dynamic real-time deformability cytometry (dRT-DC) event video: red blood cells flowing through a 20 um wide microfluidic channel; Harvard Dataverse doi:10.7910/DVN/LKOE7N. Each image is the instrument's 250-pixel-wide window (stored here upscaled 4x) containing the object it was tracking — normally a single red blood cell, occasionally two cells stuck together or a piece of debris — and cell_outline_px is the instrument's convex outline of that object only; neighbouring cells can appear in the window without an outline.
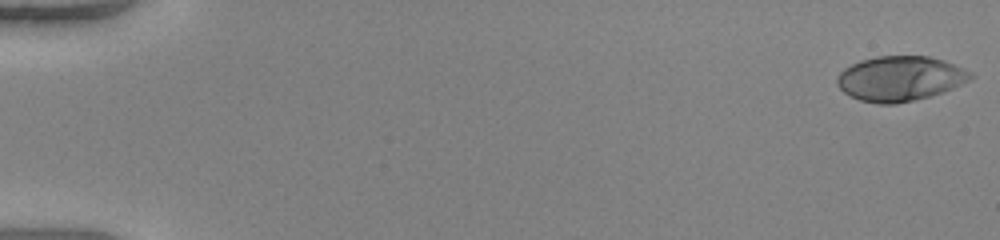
{"species": "human", "species_latin": "Homo sapiens", "temperature_condition": "warm", "stored_images_in_passage": 51, "camera_frame_rate_fps": 3000, "um_per_image_px": 0.085, "donor": {"sex": "female"}, "frame": {"image": 1, "passage_image": 1, "time_ms": 0.0, "image_size_px": [1000, 240], "cell_outline_px": [[976, 76], [944, 92], [916, 100], [896, 104], [880, 104], [860, 100], [848, 96], [836, 84], [836, 76], [844, 68], [860, 60], [876, 56], [928, 56], [944, 60], [972, 72]], "centroid_in_image_um": [76.48, 6.68], "position_along_channel_um": 8.5, "area_um2": 35.14}}
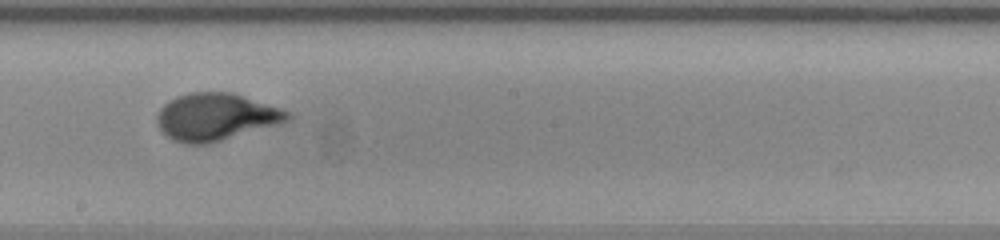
{"frame": {"image": 2, "passage_image": 30, "time_ms": 9.667, "image_size_px": [1000, 240], "cell_outline_px": [[296, 116], [292, 120], [284, 124], [208, 144], [184, 144], [172, 140], [160, 128], [156, 120], [156, 116], [160, 108], [168, 100], [176, 96], [192, 92], [232, 92], [292, 112]], "centroid_in_image_um": [18.42, 9.95], "position_along_channel_um": 229.8, "area_um2": 36.65}}
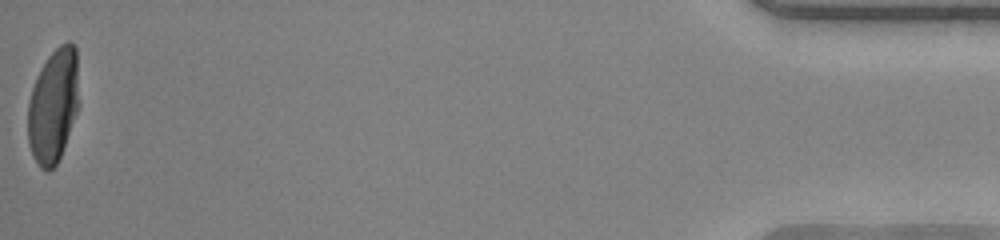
{"frame": {"image": 3, "passage_image": 51, "time_ms": 16.667, "image_size_px": [1000, 240], "cell_outline_px": [[80, 104], [60, 156], [56, 164], [48, 172], [40, 168], [32, 156], [28, 144], [28, 100], [36, 76], [48, 56], [60, 44], [68, 40], [76, 48]], "centroid_in_image_um": [4.53, 8.97], "position_along_channel_um": 430.7, "area_um2": 34.33}, "authors_computed_cell_mechanics": {"area_um2": 34.5066, "velocity_mm_per_s": 4.1326, "shape_relaxation_time_tau1_ms": 5.6175, "shape_relaxation_time_tau2_ms": null, "deformation_change_tau1": 0.3102, "deformation_change_tau2": null}}